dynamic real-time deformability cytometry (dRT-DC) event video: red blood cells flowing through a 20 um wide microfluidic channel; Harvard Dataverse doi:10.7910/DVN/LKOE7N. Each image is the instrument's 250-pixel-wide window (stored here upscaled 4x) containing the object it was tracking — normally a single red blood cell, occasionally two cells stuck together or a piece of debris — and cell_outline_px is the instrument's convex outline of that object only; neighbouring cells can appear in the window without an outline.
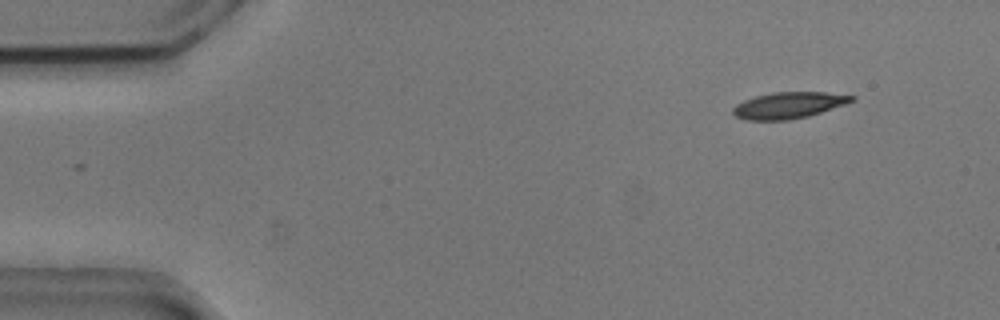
{"species": "common noctule bat (a hibernating species)", "species_latin": "Nyctalus noctula", "temperature_condition": "cold", "stored_images_in_passage": 49, "camera_frame_rate_fps": 3000, "um_per_image_px": 0.085, "animal": {"sex": "male", "body_mass_g": 20.5, "forearm_length_mm": 52.5}, "frame": {"image": 1, "passage_image": 1, "time_ms": 0.0, "image_size_px": [1000, 320], "cell_outline_px": [[856, 100], [808, 116], [788, 120], [744, 120], [736, 116], [732, 112], [732, 108], [736, 104], [744, 100], [756, 96], [772, 92], [824, 92], [856, 96]], "centroid_in_image_um": [67.01, 8.94], "position_along_channel_um": 18.0, "area_um2": 18.15}}
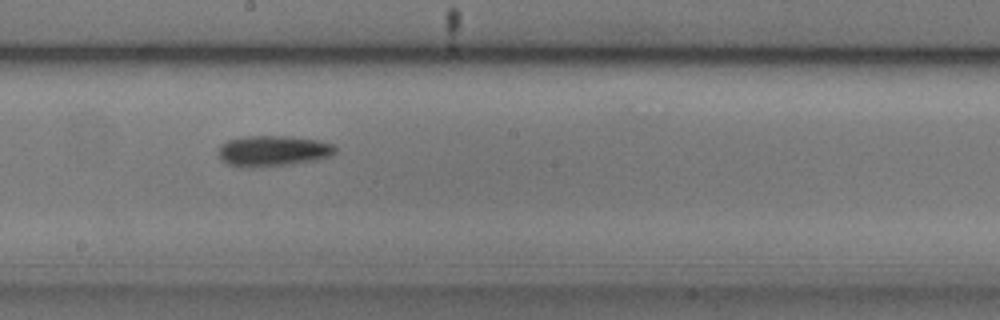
{"frame": {"image": 2, "passage_image": 25, "time_ms": 8.0, "image_size_px": [1000, 320], "cell_outline_px": [[336, 152], [332, 156], [316, 160], [288, 164], [256, 168], [240, 168], [228, 164], [220, 160], [220, 144], [228, 140], [248, 136], [288, 136], [320, 140], [332, 144], [336, 148]], "centroid_in_image_um": [23.21, 12.84], "position_along_channel_um": 225.0, "area_um2": 21.15}}
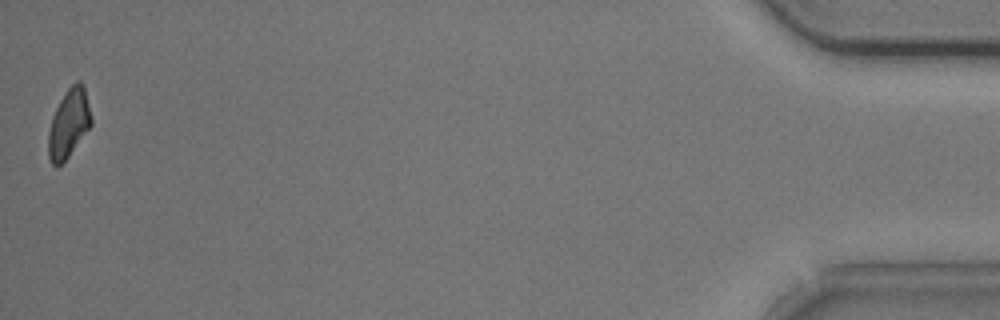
{"frame": {"image": 3, "passage_image": 49, "time_ms": 16.0, "image_size_px": [1000, 320], "cell_outline_px": [[92, 124], [68, 156], [60, 164], [52, 164], [48, 156], [48, 132], [52, 116], [60, 100], [68, 88], [76, 80], [80, 80], [84, 84], [92, 116]], "centroid_in_image_um": [5.86, 10.43], "position_along_channel_um": 429.3, "area_um2": 17.05}, "authors_computed_cell_mechanics": {"area_um2": 19.0162, "velocity_mm_per_s": 3.7383, "shape_relaxation_time_tau1_ms": 1.9007, "shape_relaxation_time_tau2_ms": null, "deformation_change_tau1": 0.1099, "deformation_change_tau2": null}}